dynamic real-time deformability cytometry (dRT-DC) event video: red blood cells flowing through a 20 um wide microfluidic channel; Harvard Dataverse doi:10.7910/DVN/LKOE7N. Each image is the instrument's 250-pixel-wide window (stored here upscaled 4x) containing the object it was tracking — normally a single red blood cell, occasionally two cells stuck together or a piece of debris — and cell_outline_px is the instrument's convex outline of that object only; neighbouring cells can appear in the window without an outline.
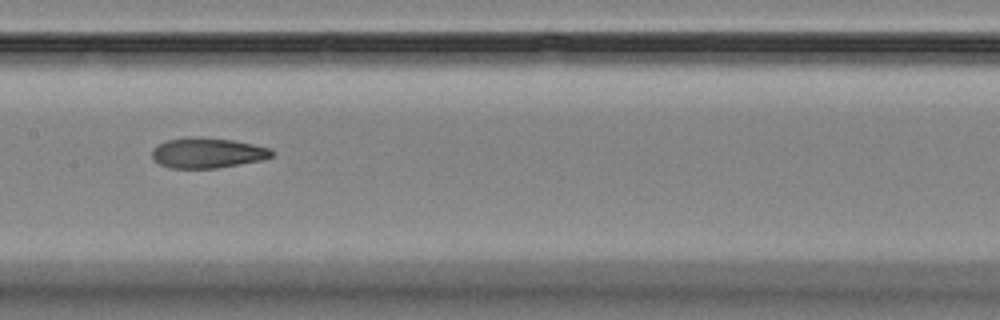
{"species": "Egyptian fruit bat (a non-hibernating species)", "species_latin": "Rousettus aegyptiacus", "temperature_condition": "room temperature", "stored_images_in_passage": 4, "camera_frame_rate_fps": 3000, "um_per_image_px": 0.085, "animal": {"sex": "female"}, "frame": {"image": 1, "passage_image": 4, "time_ms": 4.333, "image_size_px": [1000, 320], "cell_outline_px": [[272, 156], [264, 160], [216, 168], [168, 168], [160, 164], [152, 156], [152, 148], [168, 140], [200, 136], [236, 140], [272, 148]], "centroid_in_image_um": [17.68, 12.99], "position_along_channel_um": 189.7, "area_um2": 21.21}}